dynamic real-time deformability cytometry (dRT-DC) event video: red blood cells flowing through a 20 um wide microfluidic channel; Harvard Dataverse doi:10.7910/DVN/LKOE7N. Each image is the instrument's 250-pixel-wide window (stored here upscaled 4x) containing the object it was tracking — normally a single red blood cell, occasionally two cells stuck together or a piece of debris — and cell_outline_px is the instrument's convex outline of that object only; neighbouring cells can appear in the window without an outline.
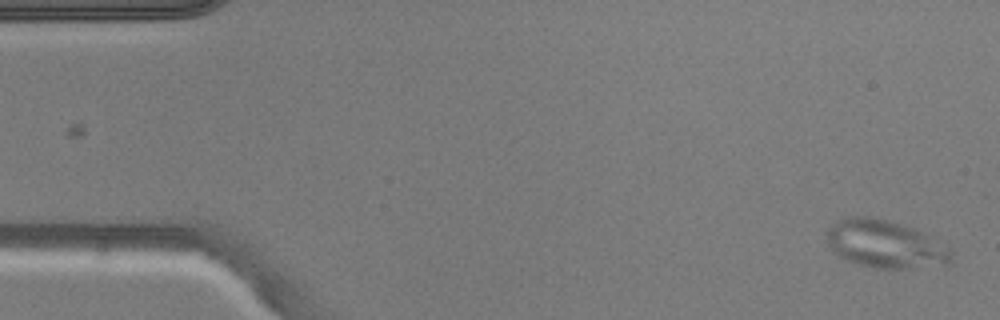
{"species": "common noctule bat (a hibernating species)", "species_latin": "Nyctalus noctula", "temperature_condition": "warm", "stored_images_in_passage": 9, "camera_frame_rate_fps": 3000, "um_per_image_px": 0.085, "animal": {"sex": "male", "body_mass_g": 20.5, "forearm_length_mm": 52.5}, "frame": {"image": 1, "passage_image": 1, "time_ms": 0.0, "image_size_px": [1000, 320], "cell_outline_px": [[952, 256], [944, 264], [908, 268], [876, 268], [844, 260], [832, 252], [824, 240], [824, 232], [836, 220], [844, 216], [872, 216], [888, 220], [912, 228], [932, 236], [952, 248]], "centroid_in_image_um": [75.15, 20.72], "position_along_channel_um": 9.9, "area_um2": 35.2}}